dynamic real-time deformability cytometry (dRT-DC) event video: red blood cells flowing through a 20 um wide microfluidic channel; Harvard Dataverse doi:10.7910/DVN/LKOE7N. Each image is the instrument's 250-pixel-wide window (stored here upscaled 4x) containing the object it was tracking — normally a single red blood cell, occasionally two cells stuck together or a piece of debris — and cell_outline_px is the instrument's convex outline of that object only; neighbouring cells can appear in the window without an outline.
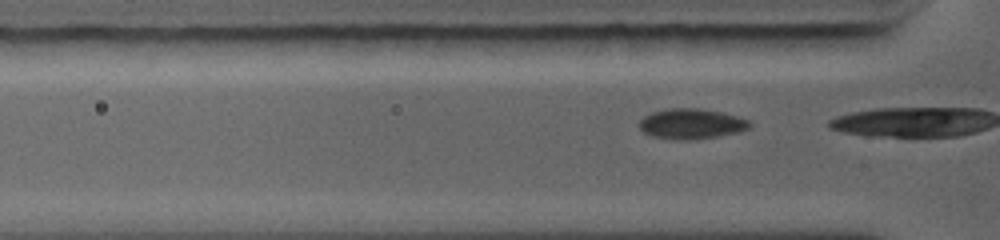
{"species": "common noctule bat (a hibernating species)", "species_latin": "Nyctalus noctula", "temperature_condition": "warm", "stored_images_in_passage": 14, "camera_frame_rate_fps": 5000, "um_per_image_px": 0.085, "animal": {"sex": "female", "body_mass_g": 19.0, "forearm_length_mm": 56.7}, "frame": {"image": 1, "passage_image": 3, "time_ms": 0.4, "image_size_px": [1000, 240], "cell_outline_px": [[752, 124], [748, 128], [740, 132], [716, 136], [688, 140], [676, 140], [652, 136], [644, 132], [636, 124], [644, 116], [652, 112], [668, 108], [700, 108], [720, 112], [736, 116], [748, 120]], "centroid_in_image_um": [58.73, 10.52], "position_along_channel_um": 67.1, "area_um2": 19.48}}
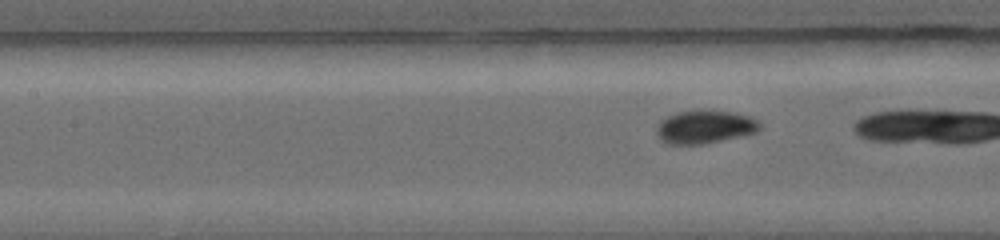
{"frame": {"image": 2, "passage_image": 12, "time_ms": 2.2, "image_size_px": [1000, 240], "cell_outline_px": [[760, 128], [756, 132], [744, 136], [704, 144], [668, 144], [660, 140], [656, 132], [656, 124], [660, 120], [676, 112], [696, 108], [704, 108], [736, 112], [748, 116], [756, 120], [760, 124]], "centroid_in_image_um": [59.88, 10.75], "position_along_channel_um": 147.5, "area_um2": 20.69}}